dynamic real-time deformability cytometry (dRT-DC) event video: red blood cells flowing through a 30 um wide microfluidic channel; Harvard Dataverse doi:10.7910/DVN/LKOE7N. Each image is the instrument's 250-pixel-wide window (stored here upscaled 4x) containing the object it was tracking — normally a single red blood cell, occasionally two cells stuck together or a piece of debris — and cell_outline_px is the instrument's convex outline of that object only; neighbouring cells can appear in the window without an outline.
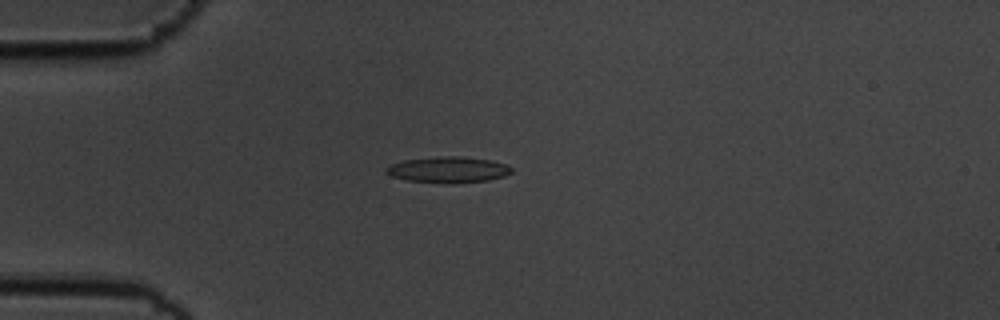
{"species": "common noctule bat (a hibernating species)", "species_latin": "Nyctalus noctula", "temperature_condition": "cold", "stored_images_in_passage": 45, "camera_frame_rate_fps": 3000, "um_per_image_px": 0.085, "animal": {"sex": "male", "body_mass_g": 19.5, "forearm_length_mm": 54.6}, "frame": {"image": 1, "passage_image": 4, "time_ms": 1.0, "image_size_px": [1000, 320], "cell_outline_px": [[512, 172], [504, 176], [488, 180], [452, 184], [408, 180], [392, 176], [384, 172], [384, 168], [388, 164], [404, 160], [440, 156], [460, 156], [492, 160], [504, 164], [512, 168]], "centroid_in_image_um": [38.06, 14.42], "position_along_channel_um": 46.9, "area_um2": 19.13}}
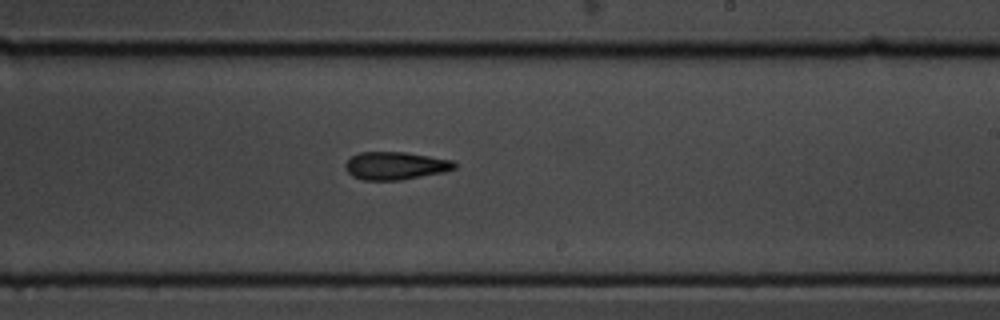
{"frame": {"image": 2, "passage_image": 23, "time_ms": 7.333, "image_size_px": [1000, 320], "cell_outline_px": [[456, 168], [444, 172], [400, 180], [364, 180], [352, 176], [344, 168], [344, 164], [352, 156], [360, 152], [404, 152], [452, 160], [456, 164]], "centroid_in_image_um": [33.59, 14.09], "position_along_channel_um": 255.4, "area_um2": 17.63}}
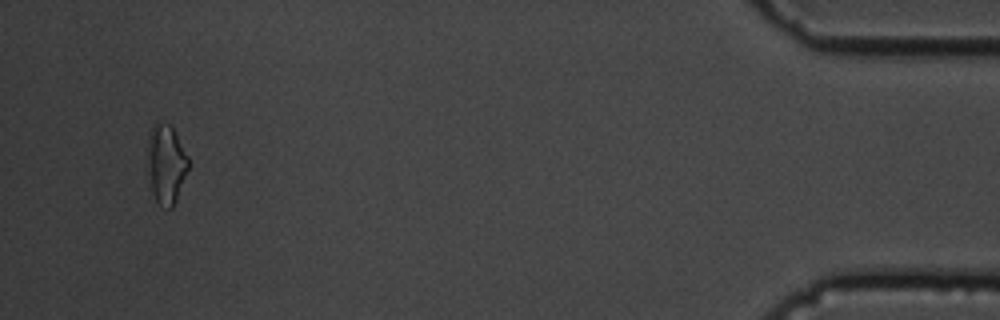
{"frame": {"image": 3, "passage_image": 43, "time_ms": 14.0, "image_size_px": [1000, 320], "cell_outline_px": [[188, 168], [176, 200], [172, 208], [168, 208], [160, 204], [156, 200], [152, 188], [148, 156], [148, 132], [152, 124], [156, 120], [168, 124], [172, 128], [188, 156]], "centroid_in_image_um": [14.12, 13.87], "position_along_channel_um": 421.1, "area_um2": 18.32}, "authors_computed_cell_mechanics": {"area_um2": 17.7446, "velocity_mm_per_s": 3.5775, "shape_relaxation_time_tau1_ms": 6.7836, "shape_relaxation_time_tau2_ms": 6.2295, "deformation_change_tau1": 0.1529, "deformation_change_tau2": 0.1703}}